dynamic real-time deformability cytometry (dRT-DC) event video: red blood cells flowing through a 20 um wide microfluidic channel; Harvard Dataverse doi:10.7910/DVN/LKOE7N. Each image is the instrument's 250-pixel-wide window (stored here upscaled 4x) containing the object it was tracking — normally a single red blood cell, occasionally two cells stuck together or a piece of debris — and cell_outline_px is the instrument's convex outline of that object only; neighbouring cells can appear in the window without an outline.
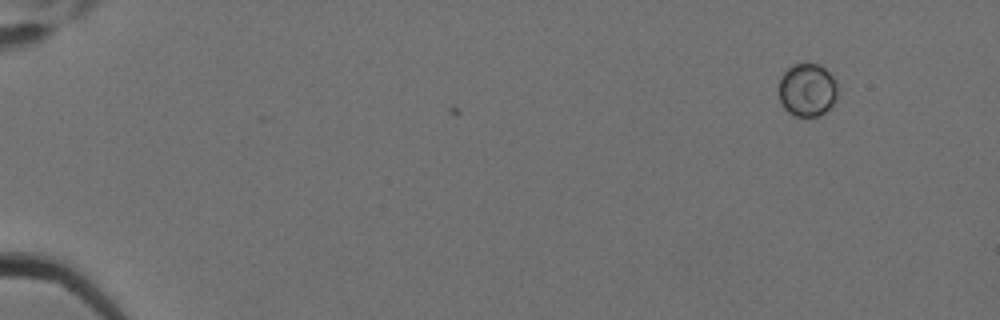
{"species": "Egyptian fruit bat (a non-hibernating species)", "species_latin": "Rousettus aegyptiacus", "temperature_condition": "cold", "stored_images_in_passage": 2, "camera_frame_rate_fps": 3000, "um_per_image_px": 0.085, "animal": {"sex": "female"}, "frame": {"image": 1, "passage_image": 1, "time_ms": 0.0, "image_size_px": [1000, 320], "cell_outline_px": [[840, 88], [836, 100], [832, 108], [820, 116], [796, 116], [788, 112], [784, 108], [780, 100], [780, 80], [784, 72], [792, 64], [816, 64], [824, 68], [836, 80]], "centroid_in_image_um": [68.68, 7.67], "position_along_channel_um": 16.3, "area_um2": 18.44}}